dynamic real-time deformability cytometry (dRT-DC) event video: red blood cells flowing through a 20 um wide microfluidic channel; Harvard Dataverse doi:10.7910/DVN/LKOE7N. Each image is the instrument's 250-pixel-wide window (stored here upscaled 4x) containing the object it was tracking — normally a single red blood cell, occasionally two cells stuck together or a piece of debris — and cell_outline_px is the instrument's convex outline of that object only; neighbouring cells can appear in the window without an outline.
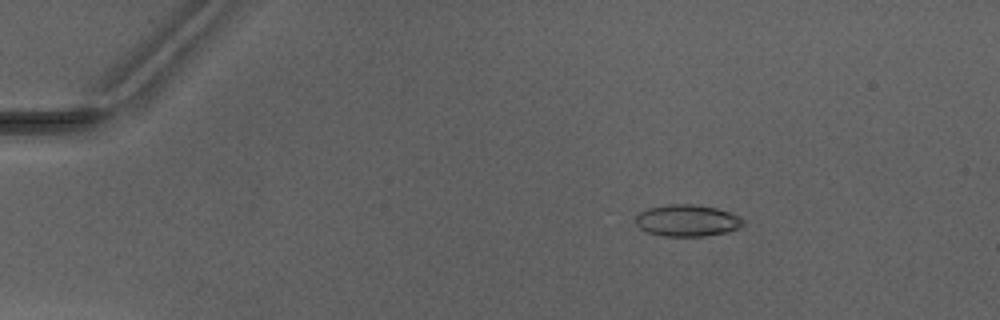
{"species": "Egyptian fruit bat (a non-hibernating species)", "species_latin": "Rousettus aegyptiacus", "temperature_condition": "warm", "stored_images_in_passage": 3, "camera_frame_rate_fps": 3000, "um_per_image_px": 0.085, "animal": {"sex": "male"}, "frame": {"image": 1, "passage_image": 2, "time_ms": 2.0, "image_size_px": [1000, 320], "cell_outline_px": [[744, 224], [740, 228], [728, 232], [704, 236], [664, 236], [648, 232], [640, 228], [636, 224], [636, 216], [640, 212], [648, 208], [668, 204], [692, 204], [716, 208], [740, 216], [744, 220]], "centroid_in_image_um": [58.43, 18.75], "position_along_channel_um": 26.6, "area_um2": 19.88}}